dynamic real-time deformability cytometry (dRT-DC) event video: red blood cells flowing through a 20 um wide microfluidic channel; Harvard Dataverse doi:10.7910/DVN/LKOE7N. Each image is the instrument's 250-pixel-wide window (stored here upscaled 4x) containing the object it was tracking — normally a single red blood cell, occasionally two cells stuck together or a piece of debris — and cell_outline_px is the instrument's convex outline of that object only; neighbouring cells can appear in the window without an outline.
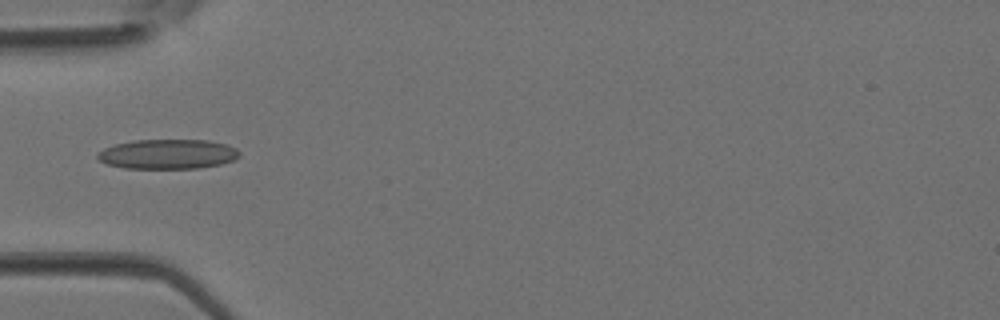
{"species": "Egyptian fruit bat (a non-hibernating species)", "species_latin": "Rousettus aegyptiacus", "temperature_condition": "room temperature", "stored_images_in_passage": 4, "camera_frame_rate_fps": 3000, "um_per_image_px": 0.085, "animal": {"sex": "female"}, "frame": {"image": 1, "passage_image": 4, "time_ms": 1.0, "image_size_px": [1000, 320], "cell_outline_px": [[240, 156], [232, 160], [220, 164], [196, 168], [124, 168], [108, 164], [100, 160], [96, 156], [104, 148], [116, 144], [132, 140], [208, 140], [224, 144], [236, 148], [240, 152]], "centroid_in_image_um": [14.26, 13.09], "position_along_channel_um": 70.7, "area_um2": 24.33}}